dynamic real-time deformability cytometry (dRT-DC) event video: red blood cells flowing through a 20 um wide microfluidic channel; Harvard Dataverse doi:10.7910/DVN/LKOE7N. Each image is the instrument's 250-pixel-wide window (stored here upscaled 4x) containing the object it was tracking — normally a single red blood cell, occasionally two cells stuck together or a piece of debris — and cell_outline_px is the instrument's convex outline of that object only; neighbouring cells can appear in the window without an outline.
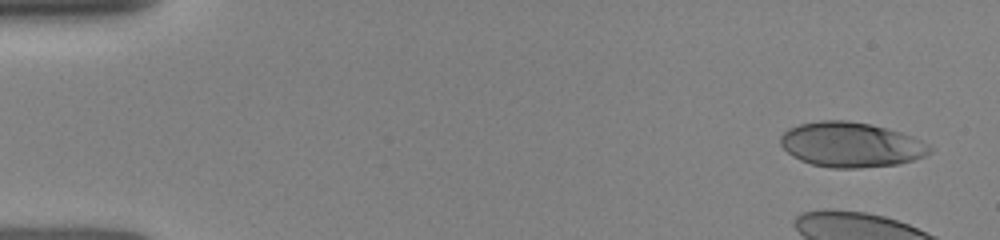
{"species": "human", "species_latin": "Homo sapiens", "temperature_condition": "room temperature", "stored_images_in_passage": 6, "camera_frame_rate_fps": 3000, "um_per_image_px": 0.085, "donor": {"sex": "female"}, "frame": {"image": 1, "passage_image": 1, "time_ms": 0.0, "image_size_px": [1000, 240], "cell_outline_px": [[932, 152], [924, 156], [900, 164], [856, 168], [832, 168], [812, 164], [800, 160], [792, 156], [780, 144], [780, 136], [788, 128], [800, 124], [820, 120], [844, 120], [868, 124], [900, 132], [912, 136], [928, 144], [932, 148]], "centroid_in_image_um": [72.32, 12.3], "position_along_channel_um": 12.7, "area_um2": 38.96}}